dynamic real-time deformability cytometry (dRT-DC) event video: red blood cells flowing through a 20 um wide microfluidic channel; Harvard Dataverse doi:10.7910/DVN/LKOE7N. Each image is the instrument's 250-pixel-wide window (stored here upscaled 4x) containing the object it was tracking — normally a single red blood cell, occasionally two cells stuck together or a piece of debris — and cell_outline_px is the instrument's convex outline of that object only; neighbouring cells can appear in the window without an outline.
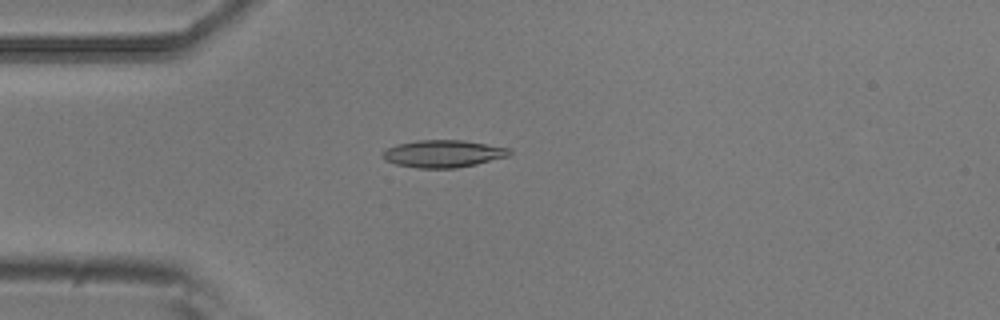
{"species": "common noctule bat (a hibernating species)", "species_latin": "Nyctalus noctula", "temperature_condition": "room temperature", "stored_images_in_passage": 3, "camera_frame_rate_fps": 3000, "um_per_image_px": 0.085, "animal": {"sex": "male", "body_mass_g": 20.5, "forearm_length_mm": 52.5}, "frame": {"image": 1, "passage_image": 2, "time_ms": 0.333, "image_size_px": [1000, 320], "cell_outline_px": [[512, 152], [508, 156], [476, 164], [456, 168], [416, 168], [396, 164], [384, 160], [380, 156], [388, 148], [396, 144], [416, 140], [464, 140], [512, 148]], "centroid_in_image_um": [37.67, 13.06], "position_along_channel_um": 47.3, "area_um2": 20.35}}